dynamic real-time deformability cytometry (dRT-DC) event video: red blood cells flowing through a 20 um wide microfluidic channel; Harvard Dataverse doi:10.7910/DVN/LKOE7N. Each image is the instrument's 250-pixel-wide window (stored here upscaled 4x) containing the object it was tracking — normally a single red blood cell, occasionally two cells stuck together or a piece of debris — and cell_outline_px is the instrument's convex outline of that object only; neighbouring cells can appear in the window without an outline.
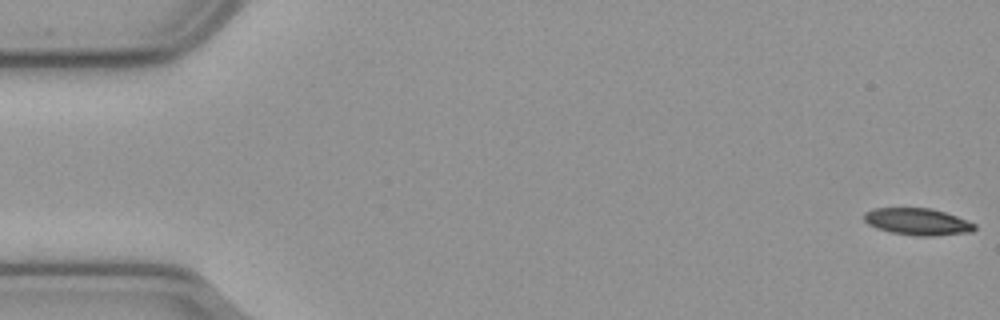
{"species": "common noctule bat (a hibernating species)", "species_latin": "Nyctalus noctula", "temperature_condition": "cold", "stored_images_in_passage": 57, "camera_frame_rate_fps": 3000, "um_per_image_px": 0.085, "animal": {"sex": "male", "body_mass_g": 23.1, "forearm_length_mm": 52.7}, "frame": {"image": 1, "passage_image": 1, "time_ms": 0.0, "image_size_px": [1000, 320], "cell_outline_px": [[976, 228], [972, 232], [932, 236], [916, 236], [892, 232], [876, 228], [868, 224], [864, 220], [864, 212], [872, 208], [932, 208], [956, 216], [976, 224]], "centroid_in_image_um": [77.98, 18.84], "position_along_channel_um": 7.0, "area_um2": 17.34}}
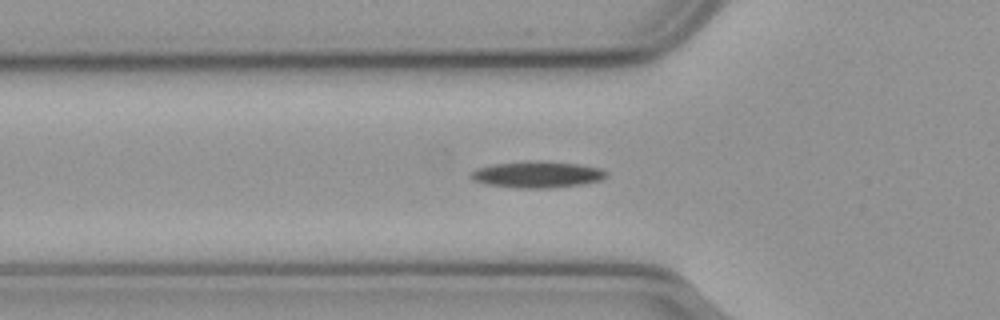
{"frame": {"image": 2, "passage_image": 19, "time_ms": 6.0, "image_size_px": [1000, 320], "cell_outline_px": [[608, 176], [600, 180], [580, 184], [552, 188], [516, 188], [488, 184], [472, 180], [468, 176], [468, 172], [476, 168], [492, 164], [524, 160], [540, 160], [580, 164], [600, 168], [608, 172]], "centroid_in_image_um": [45.62, 14.81], "position_along_channel_um": 80.2, "area_um2": 21.33}}
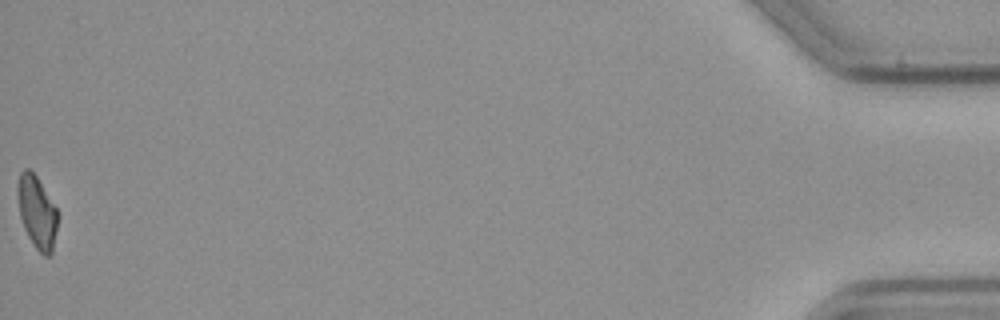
{"frame": {"image": 3, "passage_image": 57, "time_ms": 18.667, "image_size_px": [1000, 320], "cell_outline_px": [[60, 216], [52, 256], [44, 256], [36, 248], [28, 236], [24, 228], [20, 216], [16, 192], [16, 188], [20, 172], [24, 168], [28, 168], [36, 176], [56, 208]], "centroid_in_image_um": [3.16, 18.06], "position_along_channel_um": 432.0, "area_um2": 17.22}}